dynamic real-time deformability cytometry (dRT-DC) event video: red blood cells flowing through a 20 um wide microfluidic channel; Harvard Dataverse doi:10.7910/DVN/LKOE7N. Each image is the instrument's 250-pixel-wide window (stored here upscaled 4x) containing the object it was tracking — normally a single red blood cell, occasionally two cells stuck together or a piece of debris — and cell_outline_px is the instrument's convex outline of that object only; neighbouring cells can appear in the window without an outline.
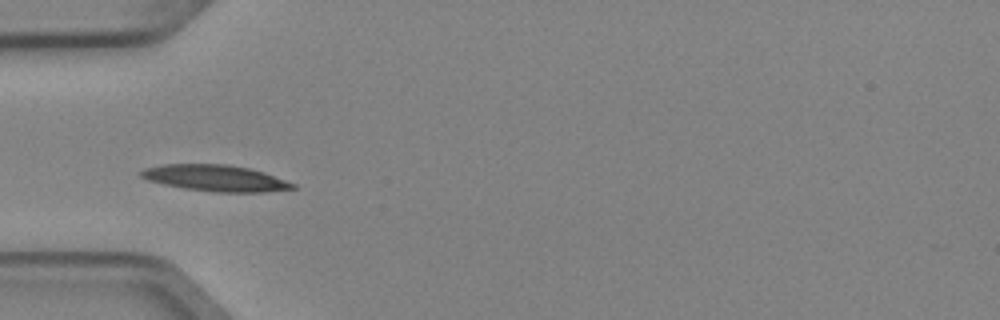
{"species": "Egyptian fruit bat (a non-hibernating species)", "species_latin": "Rousettus aegyptiacus", "temperature_condition": "cold", "stored_images_in_passage": 6, "camera_frame_rate_fps": 3000, "um_per_image_px": 0.085, "animal": {"sex": "female"}, "frame": {"image": 1, "passage_image": 4, "time_ms": 1.0, "image_size_px": [1000, 320], "cell_outline_px": [[296, 188], [264, 192], [216, 192], [184, 188], [164, 184], [148, 180], [140, 176], [136, 172], [144, 168], [164, 164], [228, 164], [248, 168], [264, 172], [296, 184]], "centroid_in_image_um": [18.28, 15.13], "position_along_channel_um": 66.7, "area_um2": 23.24}}
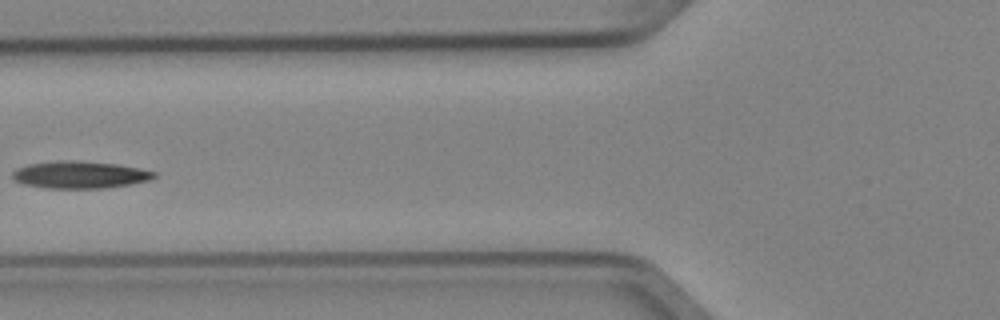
{"frame": {"image": 2, "passage_image": 5, "time_ms": 1.333, "image_size_px": [1000, 320], "cell_outline_px": [[156, 176], [148, 180], [128, 184], [104, 188], [44, 188], [24, 184], [12, 180], [12, 172], [16, 168], [28, 164], [56, 160], [76, 160], [116, 164], [156, 172]], "centroid_in_image_um": [6.7, 14.85], "position_along_channel_um": 119.1, "area_um2": 22.43}}
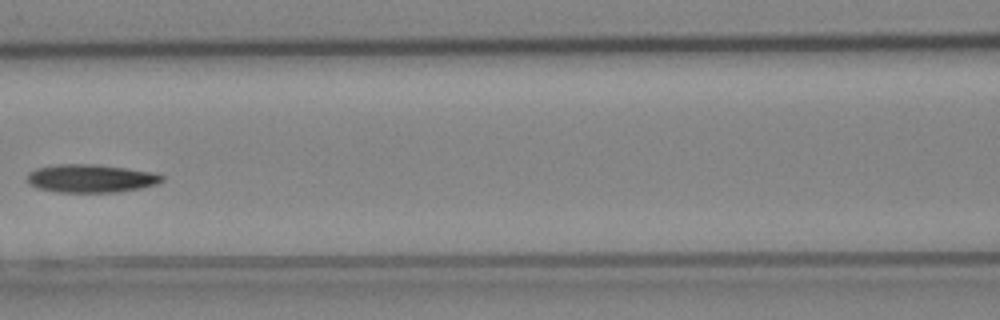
{"frame": {"image": 3, "passage_image": 6, "time_ms": 1.667, "image_size_px": [1000, 320], "cell_outline_px": [[164, 180], [156, 184], [140, 188], [116, 192], [56, 192], [36, 188], [28, 184], [28, 172], [36, 168], [60, 164], [96, 164], [152, 172], [164, 176]], "centroid_in_image_um": [7.69, 15.17], "position_along_channel_um": 158.9, "area_um2": 22.08}}